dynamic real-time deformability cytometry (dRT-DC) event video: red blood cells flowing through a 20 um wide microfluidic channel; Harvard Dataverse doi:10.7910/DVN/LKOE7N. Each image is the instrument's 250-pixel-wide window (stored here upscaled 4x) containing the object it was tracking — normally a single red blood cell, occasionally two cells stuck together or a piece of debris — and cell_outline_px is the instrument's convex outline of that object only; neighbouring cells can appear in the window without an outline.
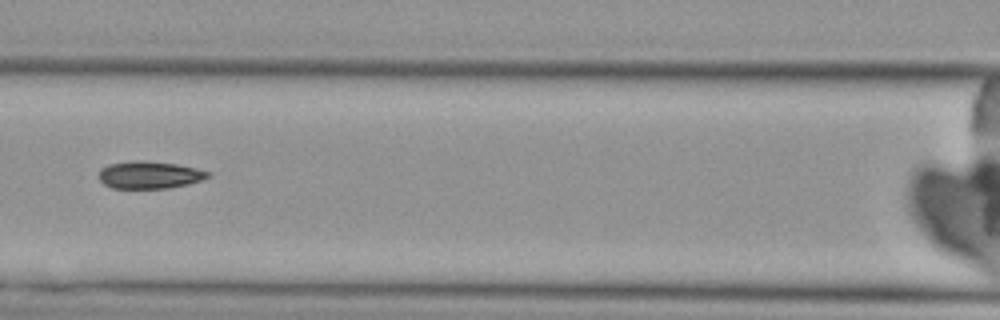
{"species": "Egyptian fruit bat (a non-hibernating species)", "species_latin": "Rousettus aegyptiacus", "temperature_condition": "cold", "stored_images_in_passage": 5, "camera_frame_rate_fps": 3000, "um_per_image_px": 0.085, "animal": {"sex": "female"}, "frame": {"image": 1, "passage_image": 5, "time_ms": 4.667, "image_size_px": [1000, 320], "cell_outline_px": [[212, 176], [188, 184], [168, 188], [112, 188], [104, 184], [100, 180], [100, 168], [108, 164], [132, 160], [144, 160], [176, 164], [196, 168], [212, 172]], "centroid_in_image_um": [12.72, 14.85], "position_along_channel_um": 153.9, "area_um2": 17.51}}